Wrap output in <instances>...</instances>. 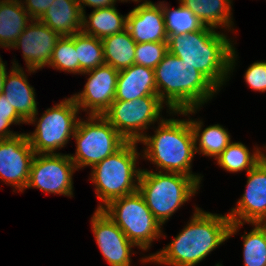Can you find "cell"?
<instances>
[{"instance_id":"cell-12","label":"cell","mask_w":266,"mask_h":266,"mask_svg":"<svg viewBox=\"0 0 266 266\" xmlns=\"http://www.w3.org/2000/svg\"><path fill=\"white\" fill-rule=\"evenodd\" d=\"M246 174V189L237 205L227 213L231 220L229 238L236 235L245 223L266 224V159L263 158Z\"/></svg>"},{"instance_id":"cell-35","label":"cell","mask_w":266,"mask_h":266,"mask_svg":"<svg viewBox=\"0 0 266 266\" xmlns=\"http://www.w3.org/2000/svg\"><path fill=\"white\" fill-rule=\"evenodd\" d=\"M82 13L85 12V6L100 9L105 7L115 6L117 0H77Z\"/></svg>"},{"instance_id":"cell-29","label":"cell","mask_w":266,"mask_h":266,"mask_svg":"<svg viewBox=\"0 0 266 266\" xmlns=\"http://www.w3.org/2000/svg\"><path fill=\"white\" fill-rule=\"evenodd\" d=\"M253 229L244 235V266H266V224H251Z\"/></svg>"},{"instance_id":"cell-8","label":"cell","mask_w":266,"mask_h":266,"mask_svg":"<svg viewBox=\"0 0 266 266\" xmlns=\"http://www.w3.org/2000/svg\"><path fill=\"white\" fill-rule=\"evenodd\" d=\"M79 112L73 97L70 96L48 108L39 119L36 114L32 116L26 124L36 123V129L26 135L34 152L36 154H54V152L57 154L56 150L64 148L69 139L74 136L80 119Z\"/></svg>"},{"instance_id":"cell-25","label":"cell","mask_w":266,"mask_h":266,"mask_svg":"<svg viewBox=\"0 0 266 266\" xmlns=\"http://www.w3.org/2000/svg\"><path fill=\"white\" fill-rule=\"evenodd\" d=\"M105 64L120 71L134 64L136 42L127 29L101 39Z\"/></svg>"},{"instance_id":"cell-7","label":"cell","mask_w":266,"mask_h":266,"mask_svg":"<svg viewBox=\"0 0 266 266\" xmlns=\"http://www.w3.org/2000/svg\"><path fill=\"white\" fill-rule=\"evenodd\" d=\"M102 211L142 251H147L154 240L164 235L162 225L152 214L138 190L112 200Z\"/></svg>"},{"instance_id":"cell-34","label":"cell","mask_w":266,"mask_h":266,"mask_svg":"<svg viewBox=\"0 0 266 266\" xmlns=\"http://www.w3.org/2000/svg\"><path fill=\"white\" fill-rule=\"evenodd\" d=\"M55 0H24L22 4L33 20H39Z\"/></svg>"},{"instance_id":"cell-22","label":"cell","mask_w":266,"mask_h":266,"mask_svg":"<svg viewBox=\"0 0 266 266\" xmlns=\"http://www.w3.org/2000/svg\"><path fill=\"white\" fill-rule=\"evenodd\" d=\"M188 8L200 22L213 29L233 31L232 0H178ZM232 28V29H231Z\"/></svg>"},{"instance_id":"cell-36","label":"cell","mask_w":266,"mask_h":266,"mask_svg":"<svg viewBox=\"0 0 266 266\" xmlns=\"http://www.w3.org/2000/svg\"><path fill=\"white\" fill-rule=\"evenodd\" d=\"M0 113L17 114L3 93H0Z\"/></svg>"},{"instance_id":"cell-32","label":"cell","mask_w":266,"mask_h":266,"mask_svg":"<svg viewBox=\"0 0 266 266\" xmlns=\"http://www.w3.org/2000/svg\"><path fill=\"white\" fill-rule=\"evenodd\" d=\"M246 84L253 90L266 91V61L252 63L244 74Z\"/></svg>"},{"instance_id":"cell-38","label":"cell","mask_w":266,"mask_h":266,"mask_svg":"<svg viewBox=\"0 0 266 266\" xmlns=\"http://www.w3.org/2000/svg\"><path fill=\"white\" fill-rule=\"evenodd\" d=\"M117 1H120V2H128L130 0H117ZM131 1L136 2V3H139L142 0H131ZM149 2H151V1L150 0H144L143 2H141V5L146 4V3H149Z\"/></svg>"},{"instance_id":"cell-11","label":"cell","mask_w":266,"mask_h":266,"mask_svg":"<svg viewBox=\"0 0 266 266\" xmlns=\"http://www.w3.org/2000/svg\"><path fill=\"white\" fill-rule=\"evenodd\" d=\"M77 171L68 154H36L26 188H37L47 194L73 197V174Z\"/></svg>"},{"instance_id":"cell-28","label":"cell","mask_w":266,"mask_h":266,"mask_svg":"<svg viewBox=\"0 0 266 266\" xmlns=\"http://www.w3.org/2000/svg\"><path fill=\"white\" fill-rule=\"evenodd\" d=\"M159 4L163 10L165 29L167 35L187 34L201 30L204 25L200 22L188 8L184 7L180 2L176 9L168 7L167 2L160 1Z\"/></svg>"},{"instance_id":"cell-5","label":"cell","mask_w":266,"mask_h":266,"mask_svg":"<svg viewBox=\"0 0 266 266\" xmlns=\"http://www.w3.org/2000/svg\"><path fill=\"white\" fill-rule=\"evenodd\" d=\"M138 142L127 141L119 150L91 168L90 180L94 183L95 194L102 210L112 200L132 194L138 190L142 169L136 164L141 153L137 152Z\"/></svg>"},{"instance_id":"cell-24","label":"cell","mask_w":266,"mask_h":266,"mask_svg":"<svg viewBox=\"0 0 266 266\" xmlns=\"http://www.w3.org/2000/svg\"><path fill=\"white\" fill-rule=\"evenodd\" d=\"M21 2H0V48H9L32 22Z\"/></svg>"},{"instance_id":"cell-2","label":"cell","mask_w":266,"mask_h":266,"mask_svg":"<svg viewBox=\"0 0 266 266\" xmlns=\"http://www.w3.org/2000/svg\"><path fill=\"white\" fill-rule=\"evenodd\" d=\"M223 32L204 26L187 34L168 36V51L194 67L218 90L229 81L237 64L234 41Z\"/></svg>"},{"instance_id":"cell-10","label":"cell","mask_w":266,"mask_h":266,"mask_svg":"<svg viewBox=\"0 0 266 266\" xmlns=\"http://www.w3.org/2000/svg\"><path fill=\"white\" fill-rule=\"evenodd\" d=\"M163 104L159 96L114 101L103 116L127 141L139 143L149 126L164 119L161 115Z\"/></svg>"},{"instance_id":"cell-33","label":"cell","mask_w":266,"mask_h":266,"mask_svg":"<svg viewBox=\"0 0 266 266\" xmlns=\"http://www.w3.org/2000/svg\"><path fill=\"white\" fill-rule=\"evenodd\" d=\"M26 122L18 114L0 113V140L13 137L19 132L10 131V125Z\"/></svg>"},{"instance_id":"cell-17","label":"cell","mask_w":266,"mask_h":266,"mask_svg":"<svg viewBox=\"0 0 266 266\" xmlns=\"http://www.w3.org/2000/svg\"><path fill=\"white\" fill-rule=\"evenodd\" d=\"M126 29L136 43L168 42L160 4H139L126 14Z\"/></svg>"},{"instance_id":"cell-1","label":"cell","mask_w":266,"mask_h":266,"mask_svg":"<svg viewBox=\"0 0 266 266\" xmlns=\"http://www.w3.org/2000/svg\"><path fill=\"white\" fill-rule=\"evenodd\" d=\"M228 215L206 212L195 206L193 216L174 239L160 251L144 256L142 263L196 266L229 239Z\"/></svg>"},{"instance_id":"cell-16","label":"cell","mask_w":266,"mask_h":266,"mask_svg":"<svg viewBox=\"0 0 266 266\" xmlns=\"http://www.w3.org/2000/svg\"><path fill=\"white\" fill-rule=\"evenodd\" d=\"M61 36L39 20H32L10 47L22 50L27 71L31 75L49 65L57 40Z\"/></svg>"},{"instance_id":"cell-23","label":"cell","mask_w":266,"mask_h":266,"mask_svg":"<svg viewBox=\"0 0 266 266\" xmlns=\"http://www.w3.org/2000/svg\"><path fill=\"white\" fill-rule=\"evenodd\" d=\"M127 16L120 14L115 6L93 9L90 15L82 13V32L103 39L126 29Z\"/></svg>"},{"instance_id":"cell-13","label":"cell","mask_w":266,"mask_h":266,"mask_svg":"<svg viewBox=\"0 0 266 266\" xmlns=\"http://www.w3.org/2000/svg\"><path fill=\"white\" fill-rule=\"evenodd\" d=\"M36 153L26 133L0 140V180L23 192Z\"/></svg>"},{"instance_id":"cell-18","label":"cell","mask_w":266,"mask_h":266,"mask_svg":"<svg viewBox=\"0 0 266 266\" xmlns=\"http://www.w3.org/2000/svg\"><path fill=\"white\" fill-rule=\"evenodd\" d=\"M12 63V68L6 73L2 93L17 114L27 122L35 114L38 115L36 92L18 61Z\"/></svg>"},{"instance_id":"cell-26","label":"cell","mask_w":266,"mask_h":266,"mask_svg":"<svg viewBox=\"0 0 266 266\" xmlns=\"http://www.w3.org/2000/svg\"><path fill=\"white\" fill-rule=\"evenodd\" d=\"M253 153L241 142H231L226 149L216 159L217 164L227 172H240L246 170V173L255 167L263 158L264 152L257 146Z\"/></svg>"},{"instance_id":"cell-19","label":"cell","mask_w":266,"mask_h":266,"mask_svg":"<svg viewBox=\"0 0 266 266\" xmlns=\"http://www.w3.org/2000/svg\"><path fill=\"white\" fill-rule=\"evenodd\" d=\"M158 96L153 69L133 64L119 71L114 101H132Z\"/></svg>"},{"instance_id":"cell-3","label":"cell","mask_w":266,"mask_h":266,"mask_svg":"<svg viewBox=\"0 0 266 266\" xmlns=\"http://www.w3.org/2000/svg\"><path fill=\"white\" fill-rule=\"evenodd\" d=\"M154 72L157 94L170 115L173 111L201 109L219 91L203 74L169 51Z\"/></svg>"},{"instance_id":"cell-21","label":"cell","mask_w":266,"mask_h":266,"mask_svg":"<svg viewBox=\"0 0 266 266\" xmlns=\"http://www.w3.org/2000/svg\"><path fill=\"white\" fill-rule=\"evenodd\" d=\"M39 21L60 36H71L82 30V12L77 0H55Z\"/></svg>"},{"instance_id":"cell-6","label":"cell","mask_w":266,"mask_h":266,"mask_svg":"<svg viewBox=\"0 0 266 266\" xmlns=\"http://www.w3.org/2000/svg\"><path fill=\"white\" fill-rule=\"evenodd\" d=\"M200 183L181 173L141 170L138 191L163 226L183 204L198 193Z\"/></svg>"},{"instance_id":"cell-31","label":"cell","mask_w":266,"mask_h":266,"mask_svg":"<svg viewBox=\"0 0 266 266\" xmlns=\"http://www.w3.org/2000/svg\"><path fill=\"white\" fill-rule=\"evenodd\" d=\"M168 52V42L137 43L134 64L155 69Z\"/></svg>"},{"instance_id":"cell-4","label":"cell","mask_w":266,"mask_h":266,"mask_svg":"<svg viewBox=\"0 0 266 266\" xmlns=\"http://www.w3.org/2000/svg\"><path fill=\"white\" fill-rule=\"evenodd\" d=\"M139 142L146 146L141 156L156 165V170L194 177L201 184L203 176L191 170L196 150L189 119L164 118L154 135L146 134Z\"/></svg>"},{"instance_id":"cell-39","label":"cell","mask_w":266,"mask_h":266,"mask_svg":"<svg viewBox=\"0 0 266 266\" xmlns=\"http://www.w3.org/2000/svg\"><path fill=\"white\" fill-rule=\"evenodd\" d=\"M1 1H12V2H21L22 3V0H1Z\"/></svg>"},{"instance_id":"cell-30","label":"cell","mask_w":266,"mask_h":266,"mask_svg":"<svg viewBox=\"0 0 266 266\" xmlns=\"http://www.w3.org/2000/svg\"><path fill=\"white\" fill-rule=\"evenodd\" d=\"M67 73L79 74V60L75 49V33L61 36L55 45L48 67Z\"/></svg>"},{"instance_id":"cell-14","label":"cell","mask_w":266,"mask_h":266,"mask_svg":"<svg viewBox=\"0 0 266 266\" xmlns=\"http://www.w3.org/2000/svg\"><path fill=\"white\" fill-rule=\"evenodd\" d=\"M82 74L88 78L84 89L72 95L75 104L88 115H103L115 100L119 71L104 64Z\"/></svg>"},{"instance_id":"cell-37","label":"cell","mask_w":266,"mask_h":266,"mask_svg":"<svg viewBox=\"0 0 266 266\" xmlns=\"http://www.w3.org/2000/svg\"><path fill=\"white\" fill-rule=\"evenodd\" d=\"M5 64L6 63L2 61V58L0 56V93L3 92L4 80H5L6 73H7V68Z\"/></svg>"},{"instance_id":"cell-40","label":"cell","mask_w":266,"mask_h":266,"mask_svg":"<svg viewBox=\"0 0 266 266\" xmlns=\"http://www.w3.org/2000/svg\"><path fill=\"white\" fill-rule=\"evenodd\" d=\"M264 149L266 150V146H264ZM264 158L266 159V153H264Z\"/></svg>"},{"instance_id":"cell-20","label":"cell","mask_w":266,"mask_h":266,"mask_svg":"<svg viewBox=\"0 0 266 266\" xmlns=\"http://www.w3.org/2000/svg\"><path fill=\"white\" fill-rule=\"evenodd\" d=\"M199 109H187L183 111H173V115L180 114L188 116L190 126L194 135L196 153L213 157L214 160L226 149L232 142L229 131L220 124L210 125L202 130L203 121L190 119V114L197 113ZM199 142V143H198ZM198 144V145H197ZM198 146V147H197Z\"/></svg>"},{"instance_id":"cell-27","label":"cell","mask_w":266,"mask_h":266,"mask_svg":"<svg viewBox=\"0 0 266 266\" xmlns=\"http://www.w3.org/2000/svg\"><path fill=\"white\" fill-rule=\"evenodd\" d=\"M75 49L79 60V74L105 64L101 39L80 31L75 33Z\"/></svg>"},{"instance_id":"cell-15","label":"cell","mask_w":266,"mask_h":266,"mask_svg":"<svg viewBox=\"0 0 266 266\" xmlns=\"http://www.w3.org/2000/svg\"><path fill=\"white\" fill-rule=\"evenodd\" d=\"M91 226L98 248L110 266H131L132 248L125 233L102 211L95 210Z\"/></svg>"},{"instance_id":"cell-9","label":"cell","mask_w":266,"mask_h":266,"mask_svg":"<svg viewBox=\"0 0 266 266\" xmlns=\"http://www.w3.org/2000/svg\"><path fill=\"white\" fill-rule=\"evenodd\" d=\"M87 116V120L79 119L74 132L75 154H68L77 171L94 167L127 142L103 115Z\"/></svg>"}]
</instances>
